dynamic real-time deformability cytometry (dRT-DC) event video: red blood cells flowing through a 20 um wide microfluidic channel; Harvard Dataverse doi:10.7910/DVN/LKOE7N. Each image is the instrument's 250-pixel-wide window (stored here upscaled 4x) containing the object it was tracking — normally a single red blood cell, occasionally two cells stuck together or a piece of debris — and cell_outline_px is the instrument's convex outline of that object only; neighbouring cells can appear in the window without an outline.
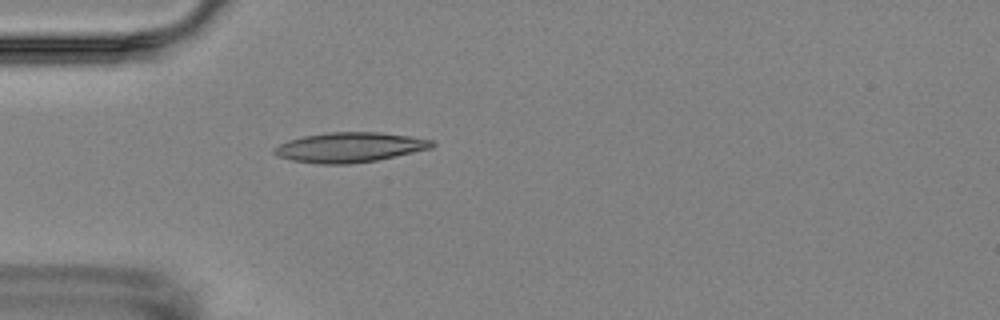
{"species": "Egyptian fruit bat (a non-hibernating species)", "species_latin": "Rousettus aegyptiacus", "temperature_condition": "room temperature", "stored_images_in_passage": 5, "camera_frame_rate_fps": 3000, "um_per_image_px": 0.085, "animal": {"sex": "female"}, "frame": {"image": 1, "passage_image": 5, "time_ms": 4.667, "image_size_px": [1000, 320], "cell_outline_px": [[436, 144], [432, 148], [376, 160], [348, 164], [320, 164], [292, 160], [280, 156], [272, 152], [272, 148], [288, 140], [304, 136], [328, 132], [380, 132], [408, 136], [432, 140]], "centroid_in_image_um": [29.71, 12.52], "position_along_channel_um": 55.3, "area_um2": 27.28}}